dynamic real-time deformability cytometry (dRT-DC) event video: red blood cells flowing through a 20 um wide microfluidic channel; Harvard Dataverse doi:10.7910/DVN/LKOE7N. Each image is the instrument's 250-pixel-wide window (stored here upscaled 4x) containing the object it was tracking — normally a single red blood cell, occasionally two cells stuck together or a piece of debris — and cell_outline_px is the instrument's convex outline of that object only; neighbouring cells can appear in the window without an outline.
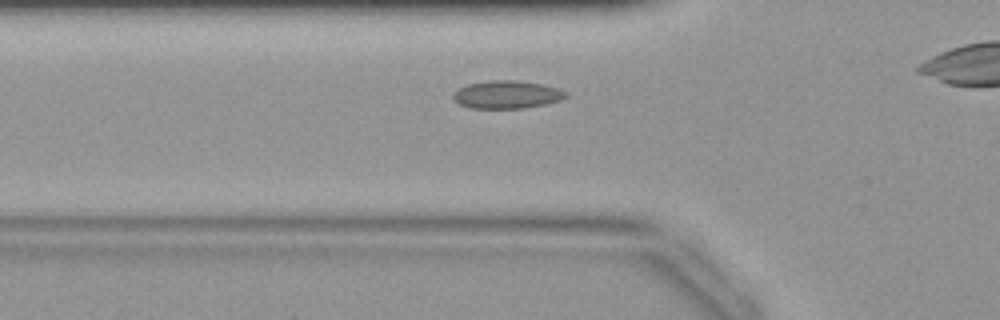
{"species": "common noctule bat (a hibernating species)", "species_latin": "Nyctalus noctula", "temperature_condition": "warm", "stored_images_in_passage": 24, "camera_frame_rate_fps": 3000, "um_per_image_px": 0.085, "animal": {"sex": "female", "body_mass_g": 19.9}, "frame": {"image": 1, "passage_image": 3, "time_ms": 0.667, "image_size_px": [1000, 320], "cell_outline_px": [[568, 96], [560, 100], [544, 104], [524, 108], [468, 108], [452, 100], [452, 92], [468, 84], [488, 80], [516, 80], [544, 84], [568, 92]], "centroid_in_image_um": [43.06, 8.03], "position_along_channel_um": 82.7, "area_um2": 18.44}}
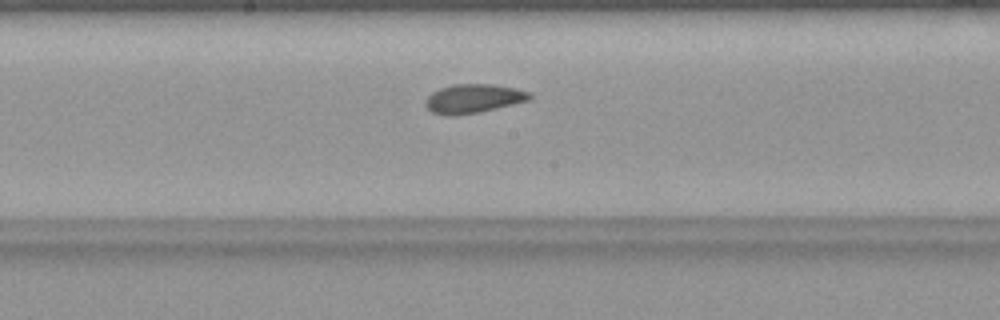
{"frame": {"image": 2, "passage_image": 11, "time_ms": 3.333, "image_size_px": [1000, 320], "cell_outline_px": [[532, 100], [480, 112], [456, 116], [448, 116], [432, 112], [424, 104], [428, 96], [432, 92], [440, 88], [452, 84], [492, 84], [516, 88], [532, 92]], "centroid_in_image_um": [40.28, 8.38], "position_along_channel_um": 207.9, "area_um2": 17.86}}
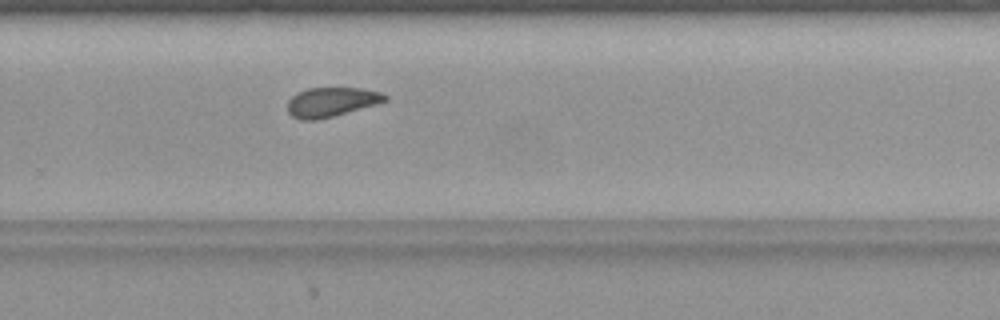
{"frame": {"image": 3, "passage_image": 17, "time_ms": 5.333, "image_size_px": [1000, 320], "cell_outline_px": [[388, 100], [376, 104], [332, 116], [316, 120], [300, 120], [292, 116], [288, 112], [288, 100], [292, 96], [308, 88], [360, 88], [380, 92], [388, 96]], "centroid_in_image_um": [28.15, 8.67], "position_along_channel_um": 301.6, "area_um2": 16.47}}